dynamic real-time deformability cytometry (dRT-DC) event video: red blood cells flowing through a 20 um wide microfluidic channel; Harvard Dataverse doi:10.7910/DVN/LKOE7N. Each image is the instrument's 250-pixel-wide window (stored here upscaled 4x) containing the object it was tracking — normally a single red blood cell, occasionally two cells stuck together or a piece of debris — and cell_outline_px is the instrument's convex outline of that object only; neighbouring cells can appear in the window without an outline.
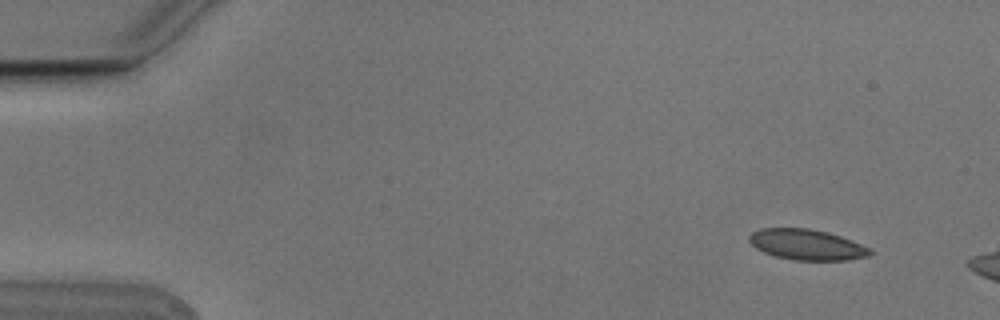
{"species": "Egyptian fruit bat (a non-hibernating species)", "species_latin": "Rousettus aegyptiacus", "temperature_condition": "cold", "stored_images_in_passage": 4, "camera_frame_rate_fps": 3000, "um_per_image_px": 0.085, "animal": {"sex": "male"}, "frame": {"image": 1, "passage_image": 2, "time_ms": 0.333, "image_size_px": [1000, 320], "cell_outline_px": [[872, 252], [868, 256], [848, 260], [792, 260], [776, 256], [764, 252], [756, 248], [748, 240], [748, 236], [752, 232], [760, 228], [808, 228], [840, 236], [852, 240], [868, 248]], "centroid_in_image_um": [68.54, 20.79], "position_along_channel_um": 16.5, "area_um2": 21.39}}